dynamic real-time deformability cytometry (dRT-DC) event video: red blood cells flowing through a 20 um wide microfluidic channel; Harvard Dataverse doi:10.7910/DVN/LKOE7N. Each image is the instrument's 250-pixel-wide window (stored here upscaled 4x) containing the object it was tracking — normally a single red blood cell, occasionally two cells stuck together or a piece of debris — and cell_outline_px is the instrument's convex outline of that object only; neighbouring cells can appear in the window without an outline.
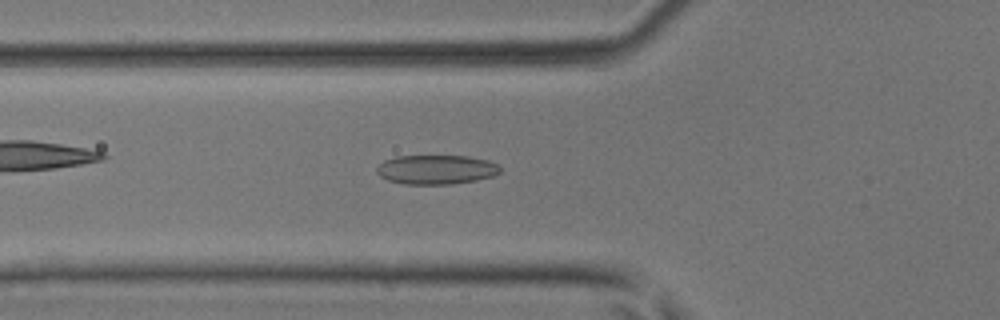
{"species": "common noctule bat (a hibernating species)", "species_latin": "Nyctalus noctula", "temperature_condition": "room temperature", "stored_images_in_passage": 47, "camera_frame_rate_fps": 3000, "um_per_image_px": 0.085, "animal": {"sex": "male", "body_mass_g": 17.9, "forearm_length_mm": 54.2}, "frame": {"image": 1, "passage_image": 17, "time_ms": 5.333, "image_size_px": [1000, 320], "cell_outline_px": [[500, 172], [492, 176], [476, 180], [452, 184], [404, 184], [388, 180], [380, 176], [376, 172], [376, 168], [384, 160], [396, 156], [468, 156], [488, 160], [496, 164], [500, 168]], "centroid_in_image_um": [37.06, 14.41], "position_along_channel_um": 88.7, "area_um2": 21.04}}
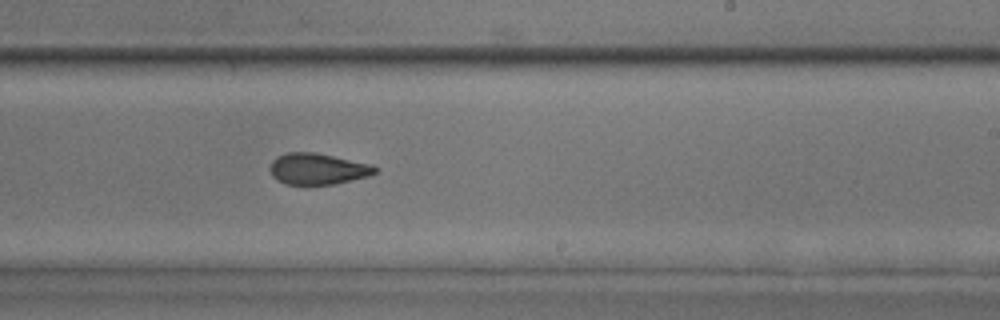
{"frame": {"image": 2, "passage_image": 29, "time_ms": 9.333, "image_size_px": [1000, 320], "cell_outline_px": [[376, 172], [368, 176], [332, 184], [284, 184], [276, 180], [272, 176], [268, 168], [272, 160], [276, 156], [288, 152], [312, 152], [372, 164], [376, 168]], "centroid_in_image_um": [26.93, 14.35], "position_along_channel_um": 262.1, "area_um2": 19.02}}
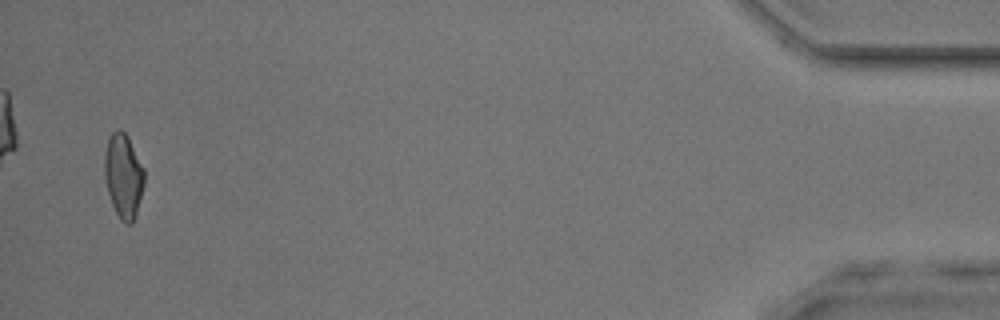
{"frame": {"image": 3, "passage_image": 46, "time_ms": 15.0, "image_size_px": [1000, 320], "cell_outline_px": [[144, 184], [136, 212], [132, 224], [128, 224], [120, 220], [112, 204], [108, 192], [104, 176], [104, 156], [108, 136], [116, 128], [120, 128], [128, 136], [144, 168]], "centroid_in_image_um": [10.48, 14.9], "position_along_channel_um": 424.7, "area_um2": 19.59}}